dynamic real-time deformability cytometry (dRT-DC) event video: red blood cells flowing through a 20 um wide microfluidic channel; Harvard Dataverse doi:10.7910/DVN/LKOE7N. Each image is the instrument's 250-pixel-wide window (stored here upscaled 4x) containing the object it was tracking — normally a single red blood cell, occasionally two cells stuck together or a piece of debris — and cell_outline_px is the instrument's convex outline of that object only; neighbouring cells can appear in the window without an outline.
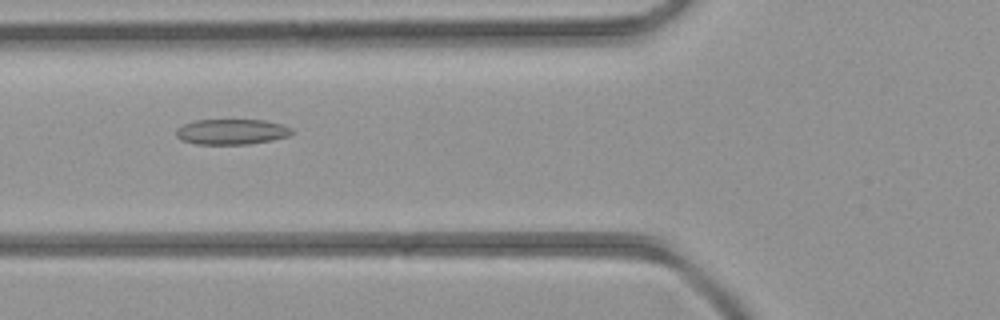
{"species": "common noctule bat (a hibernating species)", "species_latin": "Nyctalus noctula", "temperature_condition": "room temperature", "stored_images_in_passage": 2, "camera_frame_rate_fps": 3000, "um_per_image_px": 0.085, "animal": {"sex": "female", "body_mass_g": 21.9}, "frame": {"image": 1, "passage_image": 2, "time_ms": 1.0, "image_size_px": [1000, 320], "cell_outline_px": [[292, 132], [288, 136], [272, 140], [248, 144], [196, 144], [184, 140], [176, 136], [176, 128], [184, 124], [196, 120], [264, 120], [280, 124], [292, 128]], "centroid_in_image_um": [19.68, 11.2], "position_along_channel_um": 106.1, "area_um2": 16.99}}